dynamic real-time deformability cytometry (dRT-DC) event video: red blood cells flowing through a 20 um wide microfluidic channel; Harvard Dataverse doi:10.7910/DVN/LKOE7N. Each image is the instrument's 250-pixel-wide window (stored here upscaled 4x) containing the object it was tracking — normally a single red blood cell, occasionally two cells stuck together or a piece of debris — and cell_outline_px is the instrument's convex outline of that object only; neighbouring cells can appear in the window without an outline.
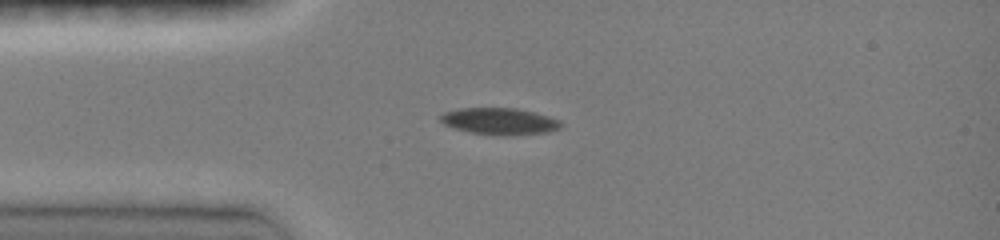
{"species": "common noctule bat (a hibernating species)", "species_latin": "Nyctalus noctula", "temperature_condition": "room temperature", "stored_images_in_passage": 5, "camera_frame_rate_fps": 3000, "um_per_image_px": 0.085, "animal": {"sex": "female", "body_mass_g": 19.0, "forearm_length_mm": 51.5}, "frame": {"image": 1, "passage_image": 1, "time_ms": 0.0, "image_size_px": [1000, 240], "cell_outline_px": [[564, 124], [560, 128], [548, 132], [508, 136], [500, 136], [472, 132], [456, 128], [444, 124], [440, 120], [440, 116], [444, 112], [460, 108], [516, 108], [548, 116], [560, 120]], "centroid_in_image_um": [42.5, 10.31], "position_along_channel_um": 42.5, "area_um2": 18.73}}